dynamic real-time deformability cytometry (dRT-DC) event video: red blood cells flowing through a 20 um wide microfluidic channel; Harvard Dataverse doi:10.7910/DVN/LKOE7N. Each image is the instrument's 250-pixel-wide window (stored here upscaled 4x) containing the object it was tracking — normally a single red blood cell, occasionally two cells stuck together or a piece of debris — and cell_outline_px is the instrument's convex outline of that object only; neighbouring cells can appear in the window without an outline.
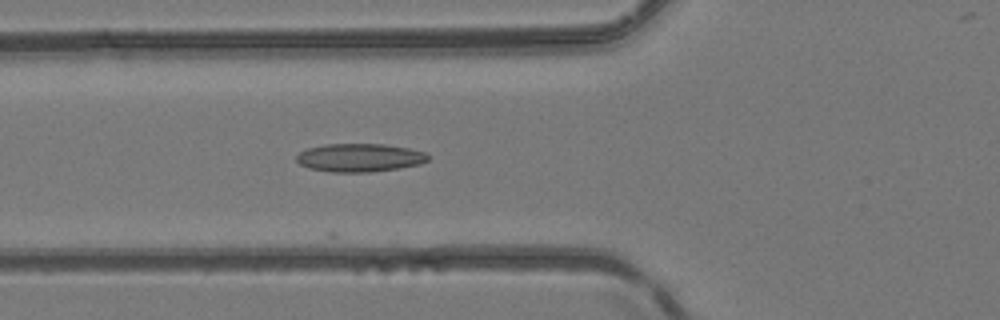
{"species": "common noctule bat (a hibernating species)", "species_latin": "Nyctalus noctula", "temperature_condition": "room temperature", "stored_images_in_passage": 5, "camera_frame_rate_fps": 3000, "um_per_image_px": 0.085, "animal": {"sex": "female", "body_mass_g": 24.6, "forearm_length_mm": 56.2}, "frame": {"image": 1, "passage_image": 5, "time_ms": 1.333, "image_size_px": [1000, 320], "cell_outline_px": [[428, 160], [420, 164], [400, 168], [368, 172], [332, 172], [308, 168], [300, 164], [296, 160], [296, 156], [300, 152], [308, 148], [324, 144], [384, 144], [408, 148], [424, 152], [428, 156]], "centroid_in_image_um": [30.55, 13.4], "position_along_channel_um": 95.3, "area_um2": 21.62}}